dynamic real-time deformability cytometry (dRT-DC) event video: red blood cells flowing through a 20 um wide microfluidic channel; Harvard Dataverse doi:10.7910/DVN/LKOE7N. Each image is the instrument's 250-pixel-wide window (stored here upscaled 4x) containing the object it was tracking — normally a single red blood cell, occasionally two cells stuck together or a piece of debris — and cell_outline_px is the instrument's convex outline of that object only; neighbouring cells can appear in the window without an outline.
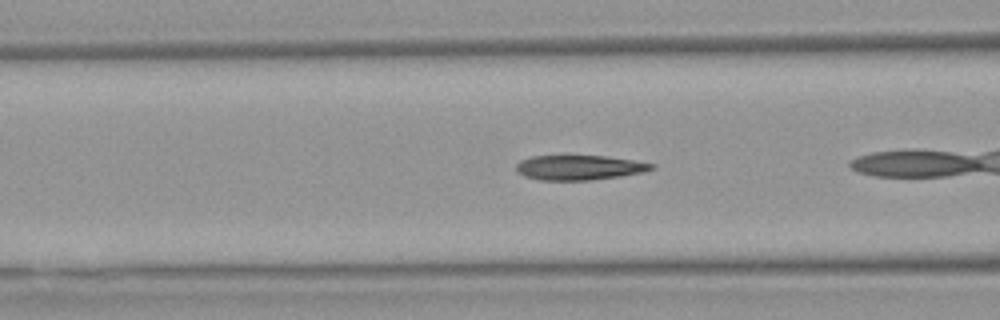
{"species": "Egyptian fruit bat (a non-hibernating species)", "species_latin": "Rousettus aegyptiacus", "temperature_condition": "warm", "stored_images_in_passage": 24, "camera_frame_rate_fps": 3000, "um_per_image_px": 0.085, "animal": {"sex": "female"}, "frame": {"image": 1, "passage_image": 4, "time_ms": 1.0, "image_size_px": [1000, 320], "cell_outline_px": [[656, 168], [644, 172], [620, 176], [592, 180], [540, 180], [524, 176], [516, 172], [516, 164], [520, 160], [532, 156], [604, 156], [632, 160], [656, 164]], "centroid_in_image_um": [49.23, 14.24], "position_along_channel_um": 117.4, "area_um2": 19.59}}
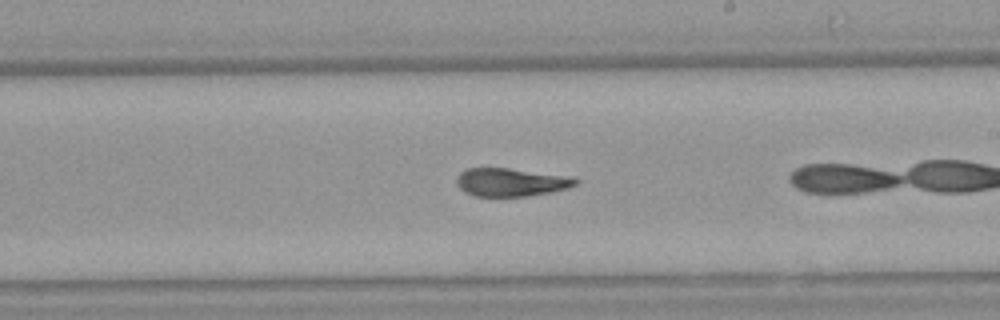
{"frame": {"image": 2, "passage_image": 14, "time_ms": 4.333, "image_size_px": [1000, 320], "cell_outline_px": [[580, 180], [576, 184], [568, 188], [548, 192], [524, 196], [476, 196], [464, 192], [456, 184], [456, 180], [460, 172], [468, 168], [508, 168], [572, 176]], "centroid_in_image_um": [43.43, 15.48], "position_along_channel_um": 245.6, "area_um2": 19.48}}
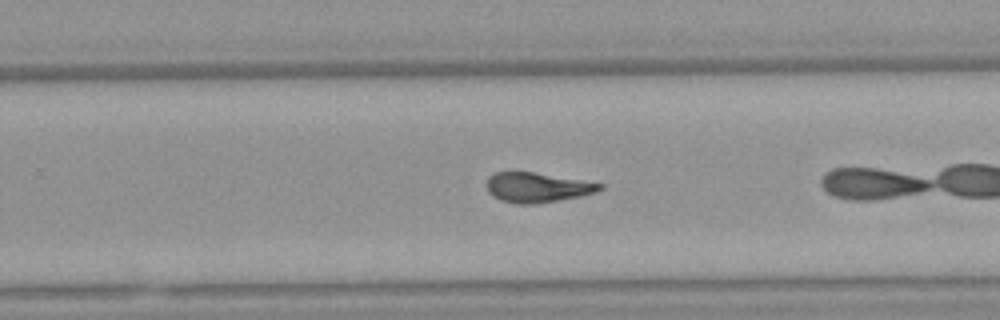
{"frame": {"image": 3, "passage_image": 17, "time_ms": 5.333, "image_size_px": [1000, 320], "cell_outline_px": [[604, 188], [596, 192], [580, 196], [536, 204], [516, 204], [500, 200], [492, 196], [488, 192], [484, 184], [488, 176], [496, 172], [532, 172], [604, 184]], "centroid_in_image_um": [45.6, 15.94], "position_along_channel_um": 284.2, "area_um2": 19.71}}